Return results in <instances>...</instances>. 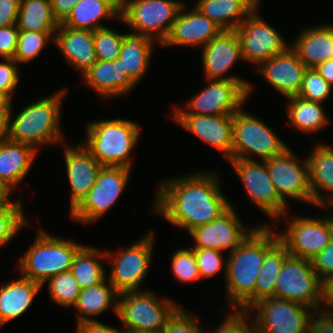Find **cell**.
Returning <instances> with one entry per match:
<instances>
[{
	"label": "cell",
	"instance_id": "27",
	"mask_svg": "<svg viewBox=\"0 0 333 333\" xmlns=\"http://www.w3.org/2000/svg\"><path fill=\"white\" fill-rule=\"evenodd\" d=\"M308 156L312 204L318 207H333V148L318 143ZM329 192L327 197L320 193Z\"/></svg>",
	"mask_w": 333,
	"mask_h": 333
},
{
	"label": "cell",
	"instance_id": "24",
	"mask_svg": "<svg viewBox=\"0 0 333 333\" xmlns=\"http://www.w3.org/2000/svg\"><path fill=\"white\" fill-rule=\"evenodd\" d=\"M53 43H56L66 60L80 71L82 76L97 61L92 30L72 29L60 23Z\"/></svg>",
	"mask_w": 333,
	"mask_h": 333
},
{
	"label": "cell",
	"instance_id": "14",
	"mask_svg": "<svg viewBox=\"0 0 333 333\" xmlns=\"http://www.w3.org/2000/svg\"><path fill=\"white\" fill-rule=\"evenodd\" d=\"M252 311H255L252 318L256 333H307L315 310L287 299L269 297L254 304L248 312Z\"/></svg>",
	"mask_w": 333,
	"mask_h": 333
},
{
	"label": "cell",
	"instance_id": "11",
	"mask_svg": "<svg viewBox=\"0 0 333 333\" xmlns=\"http://www.w3.org/2000/svg\"><path fill=\"white\" fill-rule=\"evenodd\" d=\"M148 233L127 249H119L117 254L105 252L106 259L113 262L107 278L118 294L140 291L138 288L150 269L153 255L154 234Z\"/></svg>",
	"mask_w": 333,
	"mask_h": 333
},
{
	"label": "cell",
	"instance_id": "7",
	"mask_svg": "<svg viewBox=\"0 0 333 333\" xmlns=\"http://www.w3.org/2000/svg\"><path fill=\"white\" fill-rule=\"evenodd\" d=\"M183 5L177 0H121L120 19L134 33L162 45Z\"/></svg>",
	"mask_w": 333,
	"mask_h": 333
},
{
	"label": "cell",
	"instance_id": "47",
	"mask_svg": "<svg viewBox=\"0 0 333 333\" xmlns=\"http://www.w3.org/2000/svg\"><path fill=\"white\" fill-rule=\"evenodd\" d=\"M0 63V92L10 101L19 83L18 63L14 59H4Z\"/></svg>",
	"mask_w": 333,
	"mask_h": 333
},
{
	"label": "cell",
	"instance_id": "59",
	"mask_svg": "<svg viewBox=\"0 0 333 333\" xmlns=\"http://www.w3.org/2000/svg\"><path fill=\"white\" fill-rule=\"evenodd\" d=\"M123 333H149V332H141V331H135L131 329H123Z\"/></svg>",
	"mask_w": 333,
	"mask_h": 333
},
{
	"label": "cell",
	"instance_id": "23",
	"mask_svg": "<svg viewBox=\"0 0 333 333\" xmlns=\"http://www.w3.org/2000/svg\"><path fill=\"white\" fill-rule=\"evenodd\" d=\"M307 67L289 46L284 52L262 62L258 72L277 91L287 97L297 96Z\"/></svg>",
	"mask_w": 333,
	"mask_h": 333
},
{
	"label": "cell",
	"instance_id": "43",
	"mask_svg": "<svg viewBox=\"0 0 333 333\" xmlns=\"http://www.w3.org/2000/svg\"><path fill=\"white\" fill-rule=\"evenodd\" d=\"M171 258V270L176 279L184 283L201 279L193 249L179 248Z\"/></svg>",
	"mask_w": 333,
	"mask_h": 333
},
{
	"label": "cell",
	"instance_id": "17",
	"mask_svg": "<svg viewBox=\"0 0 333 333\" xmlns=\"http://www.w3.org/2000/svg\"><path fill=\"white\" fill-rule=\"evenodd\" d=\"M287 147L282 153L266 161L271 180L279 196L287 203V198L312 204L309 166L307 158L302 165L299 158ZM298 159V160H297Z\"/></svg>",
	"mask_w": 333,
	"mask_h": 333
},
{
	"label": "cell",
	"instance_id": "45",
	"mask_svg": "<svg viewBox=\"0 0 333 333\" xmlns=\"http://www.w3.org/2000/svg\"><path fill=\"white\" fill-rule=\"evenodd\" d=\"M195 319L193 314L179 307L167 320L161 333H204Z\"/></svg>",
	"mask_w": 333,
	"mask_h": 333
},
{
	"label": "cell",
	"instance_id": "10",
	"mask_svg": "<svg viewBox=\"0 0 333 333\" xmlns=\"http://www.w3.org/2000/svg\"><path fill=\"white\" fill-rule=\"evenodd\" d=\"M231 167L243 182L247 196L260 210L272 217V227L277 218L287 216L288 204L279 196L268 172L266 161L229 159ZM262 162V163H261Z\"/></svg>",
	"mask_w": 333,
	"mask_h": 333
},
{
	"label": "cell",
	"instance_id": "42",
	"mask_svg": "<svg viewBox=\"0 0 333 333\" xmlns=\"http://www.w3.org/2000/svg\"><path fill=\"white\" fill-rule=\"evenodd\" d=\"M331 86L315 68H307L298 95L300 98L323 103L332 93Z\"/></svg>",
	"mask_w": 333,
	"mask_h": 333
},
{
	"label": "cell",
	"instance_id": "30",
	"mask_svg": "<svg viewBox=\"0 0 333 333\" xmlns=\"http://www.w3.org/2000/svg\"><path fill=\"white\" fill-rule=\"evenodd\" d=\"M259 2L260 0H199L194 7L222 30H236L260 6Z\"/></svg>",
	"mask_w": 333,
	"mask_h": 333
},
{
	"label": "cell",
	"instance_id": "35",
	"mask_svg": "<svg viewBox=\"0 0 333 333\" xmlns=\"http://www.w3.org/2000/svg\"><path fill=\"white\" fill-rule=\"evenodd\" d=\"M286 107L289 124L302 133H316L328 125V118L323 109V103L308 101L299 96L287 97Z\"/></svg>",
	"mask_w": 333,
	"mask_h": 333
},
{
	"label": "cell",
	"instance_id": "2",
	"mask_svg": "<svg viewBox=\"0 0 333 333\" xmlns=\"http://www.w3.org/2000/svg\"><path fill=\"white\" fill-rule=\"evenodd\" d=\"M271 228L259 225L225 260L226 299L232 310L248 312L255 304V284L265 254L279 240Z\"/></svg>",
	"mask_w": 333,
	"mask_h": 333
},
{
	"label": "cell",
	"instance_id": "13",
	"mask_svg": "<svg viewBox=\"0 0 333 333\" xmlns=\"http://www.w3.org/2000/svg\"><path fill=\"white\" fill-rule=\"evenodd\" d=\"M130 168L103 166L82 202L70 213L74 221L94 223L116 204L129 181Z\"/></svg>",
	"mask_w": 333,
	"mask_h": 333
},
{
	"label": "cell",
	"instance_id": "50",
	"mask_svg": "<svg viewBox=\"0 0 333 333\" xmlns=\"http://www.w3.org/2000/svg\"><path fill=\"white\" fill-rule=\"evenodd\" d=\"M20 0H0V28L16 25Z\"/></svg>",
	"mask_w": 333,
	"mask_h": 333
},
{
	"label": "cell",
	"instance_id": "33",
	"mask_svg": "<svg viewBox=\"0 0 333 333\" xmlns=\"http://www.w3.org/2000/svg\"><path fill=\"white\" fill-rule=\"evenodd\" d=\"M107 283V284H106ZM118 293L107 278L98 285L83 289L78 295L76 304L77 324L89 321H97L88 316H97L109 308L117 315Z\"/></svg>",
	"mask_w": 333,
	"mask_h": 333
},
{
	"label": "cell",
	"instance_id": "3",
	"mask_svg": "<svg viewBox=\"0 0 333 333\" xmlns=\"http://www.w3.org/2000/svg\"><path fill=\"white\" fill-rule=\"evenodd\" d=\"M67 89L41 98L23 108L14 119L10 111L9 141L36 147L63 141L60 127L61 105Z\"/></svg>",
	"mask_w": 333,
	"mask_h": 333
},
{
	"label": "cell",
	"instance_id": "32",
	"mask_svg": "<svg viewBox=\"0 0 333 333\" xmlns=\"http://www.w3.org/2000/svg\"><path fill=\"white\" fill-rule=\"evenodd\" d=\"M118 72V58L114 61L97 60L82 78L103 98L125 96L133 87L135 88V85Z\"/></svg>",
	"mask_w": 333,
	"mask_h": 333
},
{
	"label": "cell",
	"instance_id": "4",
	"mask_svg": "<svg viewBox=\"0 0 333 333\" xmlns=\"http://www.w3.org/2000/svg\"><path fill=\"white\" fill-rule=\"evenodd\" d=\"M137 122L123 119H104L88 122L83 146L102 165L132 168L130 153L140 137Z\"/></svg>",
	"mask_w": 333,
	"mask_h": 333
},
{
	"label": "cell",
	"instance_id": "15",
	"mask_svg": "<svg viewBox=\"0 0 333 333\" xmlns=\"http://www.w3.org/2000/svg\"><path fill=\"white\" fill-rule=\"evenodd\" d=\"M287 221V229L279 240L290 255L312 260L330 242L333 236V217H294Z\"/></svg>",
	"mask_w": 333,
	"mask_h": 333
},
{
	"label": "cell",
	"instance_id": "41",
	"mask_svg": "<svg viewBox=\"0 0 333 333\" xmlns=\"http://www.w3.org/2000/svg\"><path fill=\"white\" fill-rule=\"evenodd\" d=\"M124 34L117 33L109 27L94 31V49L97 60L114 61L119 57Z\"/></svg>",
	"mask_w": 333,
	"mask_h": 333
},
{
	"label": "cell",
	"instance_id": "48",
	"mask_svg": "<svg viewBox=\"0 0 333 333\" xmlns=\"http://www.w3.org/2000/svg\"><path fill=\"white\" fill-rule=\"evenodd\" d=\"M311 262L321 281L333 275V236L329 244Z\"/></svg>",
	"mask_w": 333,
	"mask_h": 333
},
{
	"label": "cell",
	"instance_id": "56",
	"mask_svg": "<svg viewBox=\"0 0 333 333\" xmlns=\"http://www.w3.org/2000/svg\"><path fill=\"white\" fill-rule=\"evenodd\" d=\"M315 69L331 86H333V58L318 65Z\"/></svg>",
	"mask_w": 333,
	"mask_h": 333
},
{
	"label": "cell",
	"instance_id": "57",
	"mask_svg": "<svg viewBox=\"0 0 333 333\" xmlns=\"http://www.w3.org/2000/svg\"><path fill=\"white\" fill-rule=\"evenodd\" d=\"M10 101L3 93L0 92V106H12Z\"/></svg>",
	"mask_w": 333,
	"mask_h": 333
},
{
	"label": "cell",
	"instance_id": "5",
	"mask_svg": "<svg viewBox=\"0 0 333 333\" xmlns=\"http://www.w3.org/2000/svg\"><path fill=\"white\" fill-rule=\"evenodd\" d=\"M82 246L83 244L55 237L40 229L17 267L23 277L44 286L49 278L70 271L74 256Z\"/></svg>",
	"mask_w": 333,
	"mask_h": 333
},
{
	"label": "cell",
	"instance_id": "34",
	"mask_svg": "<svg viewBox=\"0 0 333 333\" xmlns=\"http://www.w3.org/2000/svg\"><path fill=\"white\" fill-rule=\"evenodd\" d=\"M106 261L104 251L93 246L83 245L75 254L70 272L76 279L81 290L103 282L107 277L102 261Z\"/></svg>",
	"mask_w": 333,
	"mask_h": 333
},
{
	"label": "cell",
	"instance_id": "1",
	"mask_svg": "<svg viewBox=\"0 0 333 333\" xmlns=\"http://www.w3.org/2000/svg\"><path fill=\"white\" fill-rule=\"evenodd\" d=\"M218 178L216 172H204L160 182L152 209L189 233L217 219L231 206Z\"/></svg>",
	"mask_w": 333,
	"mask_h": 333
},
{
	"label": "cell",
	"instance_id": "25",
	"mask_svg": "<svg viewBox=\"0 0 333 333\" xmlns=\"http://www.w3.org/2000/svg\"><path fill=\"white\" fill-rule=\"evenodd\" d=\"M133 32L124 34L118 57V73L125 75L136 86L149 67L155 40Z\"/></svg>",
	"mask_w": 333,
	"mask_h": 333
},
{
	"label": "cell",
	"instance_id": "36",
	"mask_svg": "<svg viewBox=\"0 0 333 333\" xmlns=\"http://www.w3.org/2000/svg\"><path fill=\"white\" fill-rule=\"evenodd\" d=\"M52 5L47 0H20L19 31L55 33L59 27Z\"/></svg>",
	"mask_w": 333,
	"mask_h": 333
},
{
	"label": "cell",
	"instance_id": "6",
	"mask_svg": "<svg viewBox=\"0 0 333 333\" xmlns=\"http://www.w3.org/2000/svg\"><path fill=\"white\" fill-rule=\"evenodd\" d=\"M179 307L172 299L161 300L148 290L129 291L118 294L117 316L124 329L161 333Z\"/></svg>",
	"mask_w": 333,
	"mask_h": 333
},
{
	"label": "cell",
	"instance_id": "51",
	"mask_svg": "<svg viewBox=\"0 0 333 333\" xmlns=\"http://www.w3.org/2000/svg\"><path fill=\"white\" fill-rule=\"evenodd\" d=\"M318 312L314 311L312 314L307 333H333V314L320 310ZM315 313H318L319 316L315 315ZM315 316L317 318H315Z\"/></svg>",
	"mask_w": 333,
	"mask_h": 333
},
{
	"label": "cell",
	"instance_id": "29",
	"mask_svg": "<svg viewBox=\"0 0 333 333\" xmlns=\"http://www.w3.org/2000/svg\"><path fill=\"white\" fill-rule=\"evenodd\" d=\"M42 287L23 276L0 286V327L25 313Z\"/></svg>",
	"mask_w": 333,
	"mask_h": 333
},
{
	"label": "cell",
	"instance_id": "49",
	"mask_svg": "<svg viewBox=\"0 0 333 333\" xmlns=\"http://www.w3.org/2000/svg\"><path fill=\"white\" fill-rule=\"evenodd\" d=\"M18 34L17 24L0 28V57L2 59H14Z\"/></svg>",
	"mask_w": 333,
	"mask_h": 333
},
{
	"label": "cell",
	"instance_id": "37",
	"mask_svg": "<svg viewBox=\"0 0 333 333\" xmlns=\"http://www.w3.org/2000/svg\"><path fill=\"white\" fill-rule=\"evenodd\" d=\"M288 255L285 245L280 240L266 252L255 284V304L262 299L275 297L276 280Z\"/></svg>",
	"mask_w": 333,
	"mask_h": 333
},
{
	"label": "cell",
	"instance_id": "16",
	"mask_svg": "<svg viewBox=\"0 0 333 333\" xmlns=\"http://www.w3.org/2000/svg\"><path fill=\"white\" fill-rule=\"evenodd\" d=\"M259 6L236 28L243 61L260 65L284 52L287 45L280 33L258 15Z\"/></svg>",
	"mask_w": 333,
	"mask_h": 333
},
{
	"label": "cell",
	"instance_id": "31",
	"mask_svg": "<svg viewBox=\"0 0 333 333\" xmlns=\"http://www.w3.org/2000/svg\"><path fill=\"white\" fill-rule=\"evenodd\" d=\"M121 0H80L62 22L72 29L95 31L104 26L99 21L118 17L120 19Z\"/></svg>",
	"mask_w": 333,
	"mask_h": 333
},
{
	"label": "cell",
	"instance_id": "8",
	"mask_svg": "<svg viewBox=\"0 0 333 333\" xmlns=\"http://www.w3.org/2000/svg\"><path fill=\"white\" fill-rule=\"evenodd\" d=\"M233 147L230 159L254 160L251 153L267 161L287 147L274 130L259 118L239 109L233 114Z\"/></svg>",
	"mask_w": 333,
	"mask_h": 333
},
{
	"label": "cell",
	"instance_id": "54",
	"mask_svg": "<svg viewBox=\"0 0 333 333\" xmlns=\"http://www.w3.org/2000/svg\"><path fill=\"white\" fill-rule=\"evenodd\" d=\"M80 0H52V11L59 23H62Z\"/></svg>",
	"mask_w": 333,
	"mask_h": 333
},
{
	"label": "cell",
	"instance_id": "39",
	"mask_svg": "<svg viewBox=\"0 0 333 333\" xmlns=\"http://www.w3.org/2000/svg\"><path fill=\"white\" fill-rule=\"evenodd\" d=\"M45 283H48L51 299L57 304L68 308L76 304L81 288L70 271L55 275Z\"/></svg>",
	"mask_w": 333,
	"mask_h": 333
},
{
	"label": "cell",
	"instance_id": "20",
	"mask_svg": "<svg viewBox=\"0 0 333 333\" xmlns=\"http://www.w3.org/2000/svg\"><path fill=\"white\" fill-rule=\"evenodd\" d=\"M201 49L206 79L245 81L235 75L226 76L238 59L243 60L240 41L235 30H223Z\"/></svg>",
	"mask_w": 333,
	"mask_h": 333
},
{
	"label": "cell",
	"instance_id": "40",
	"mask_svg": "<svg viewBox=\"0 0 333 333\" xmlns=\"http://www.w3.org/2000/svg\"><path fill=\"white\" fill-rule=\"evenodd\" d=\"M54 35L55 33L19 31L14 60L18 64L32 62L46 47V43L53 41Z\"/></svg>",
	"mask_w": 333,
	"mask_h": 333
},
{
	"label": "cell",
	"instance_id": "46",
	"mask_svg": "<svg viewBox=\"0 0 333 333\" xmlns=\"http://www.w3.org/2000/svg\"><path fill=\"white\" fill-rule=\"evenodd\" d=\"M249 315L247 311L232 310L212 333H256L254 321L250 319L248 322L247 318L252 317Z\"/></svg>",
	"mask_w": 333,
	"mask_h": 333
},
{
	"label": "cell",
	"instance_id": "55",
	"mask_svg": "<svg viewBox=\"0 0 333 333\" xmlns=\"http://www.w3.org/2000/svg\"><path fill=\"white\" fill-rule=\"evenodd\" d=\"M11 106H0V143L9 138V124Z\"/></svg>",
	"mask_w": 333,
	"mask_h": 333
},
{
	"label": "cell",
	"instance_id": "21",
	"mask_svg": "<svg viewBox=\"0 0 333 333\" xmlns=\"http://www.w3.org/2000/svg\"><path fill=\"white\" fill-rule=\"evenodd\" d=\"M64 159L71 187L70 213L87 196L103 167L83 146L64 144Z\"/></svg>",
	"mask_w": 333,
	"mask_h": 333
},
{
	"label": "cell",
	"instance_id": "19",
	"mask_svg": "<svg viewBox=\"0 0 333 333\" xmlns=\"http://www.w3.org/2000/svg\"><path fill=\"white\" fill-rule=\"evenodd\" d=\"M175 122L218 149L229 160L233 147V115L173 114Z\"/></svg>",
	"mask_w": 333,
	"mask_h": 333
},
{
	"label": "cell",
	"instance_id": "44",
	"mask_svg": "<svg viewBox=\"0 0 333 333\" xmlns=\"http://www.w3.org/2000/svg\"><path fill=\"white\" fill-rule=\"evenodd\" d=\"M192 249L200 271L201 279L212 277L223 268V270L226 271V263H223L224 259L222 258V251L206 248Z\"/></svg>",
	"mask_w": 333,
	"mask_h": 333
},
{
	"label": "cell",
	"instance_id": "12",
	"mask_svg": "<svg viewBox=\"0 0 333 333\" xmlns=\"http://www.w3.org/2000/svg\"><path fill=\"white\" fill-rule=\"evenodd\" d=\"M206 81L209 82L206 88L188 101L187 110L176 109L173 114L233 115L244 105L253 89L247 80L207 79Z\"/></svg>",
	"mask_w": 333,
	"mask_h": 333
},
{
	"label": "cell",
	"instance_id": "58",
	"mask_svg": "<svg viewBox=\"0 0 333 333\" xmlns=\"http://www.w3.org/2000/svg\"><path fill=\"white\" fill-rule=\"evenodd\" d=\"M11 191L0 180V196H10Z\"/></svg>",
	"mask_w": 333,
	"mask_h": 333
},
{
	"label": "cell",
	"instance_id": "22",
	"mask_svg": "<svg viewBox=\"0 0 333 333\" xmlns=\"http://www.w3.org/2000/svg\"><path fill=\"white\" fill-rule=\"evenodd\" d=\"M182 6L175 18L172 29L163 42L162 47L168 46H201L203 47L223 30L214 21L203 15L196 7L184 10Z\"/></svg>",
	"mask_w": 333,
	"mask_h": 333
},
{
	"label": "cell",
	"instance_id": "28",
	"mask_svg": "<svg viewBox=\"0 0 333 333\" xmlns=\"http://www.w3.org/2000/svg\"><path fill=\"white\" fill-rule=\"evenodd\" d=\"M37 149L26 143H0V180L12 192L30 172Z\"/></svg>",
	"mask_w": 333,
	"mask_h": 333
},
{
	"label": "cell",
	"instance_id": "9",
	"mask_svg": "<svg viewBox=\"0 0 333 333\" xmlns=\"http://www.w3.org/2000/svg\"><path fill=\"white\" fill-rule=\"evenodd\" d=\"M322 281L308 259L288 255L276 280L275 297L319 311Z\"/></svg>",
	"mask_w": 333,
	"mask_h": 333
},
{
	"label": "cell",
	"instance_id": "52",
	"mask_svg": "<svg viewBox=\"0 0 333 333\" xmlns=\"http://www.w3.org/2000/svg\"><path fill=\"white\" fill-rule=\"evenodd\" d=\"M320 307V311L333 314V275L322 280Z\"/></svg>",
	"mask_w": 333,
	"mask_h": 333
},
{
	"label": "cell",
	"instance_id": "18",
	"mask_svg": "<svg viewBox=\"0 0 333 333\" xmlns=\"http://www.w3.org/2000/svg\"><path fill=\"white\" fill-rule=\"evenodd\" d=\"M243 224L231 204L217 219L189 232L195 241L192 248L226 250L230 254L257 228L247 230Z\"/></svg>",
	"mask_w": 333,
	"mask_h": 333
},
{
	"label": "cell",
	"instance_id": "53",
	"mask_svg": "<svg viewBox=\"0 0 333 333\" xmlns=\"http://www.w3.org/2000/svg\"><path fill=\"white\" fill-rule=\"evenodd\" d=\"M76 333H123V330L107 326L99 321L78 323Z\"/></svg>",
	"mask_w": 333,
	"mask_h": 333
},
{
	"label": "cell",
	"instance_id": "38",
	"mask_svg": "<svg viewBox=\"0 0 333 333\" xmlns=\"http://www.w3.org/2000/svg\"><path fill=\"white\" fill-rule=\"evenodd\" d=\"M9 198L10 196H0V248L28 224L20 198L13 202Z\"/></svg>",
	"mask_w": 333,
	"mask_h": 333
},
{
	"label": "cell",
	"instance_id": "26",
	"mask_svg": "<svg viewBox=\"0 0 333 333\" xmlns=\"http://www.w3.org/2000/svg\"><path fill=\"white\" fill-rule=\"evenodd\" d=\"M290 46L307 68L318 65L332 58L333 25L324 24L300 31Z\"/></svg>",
	"mask_w": 333,
	"mask_h": 333
}]
</instances>
